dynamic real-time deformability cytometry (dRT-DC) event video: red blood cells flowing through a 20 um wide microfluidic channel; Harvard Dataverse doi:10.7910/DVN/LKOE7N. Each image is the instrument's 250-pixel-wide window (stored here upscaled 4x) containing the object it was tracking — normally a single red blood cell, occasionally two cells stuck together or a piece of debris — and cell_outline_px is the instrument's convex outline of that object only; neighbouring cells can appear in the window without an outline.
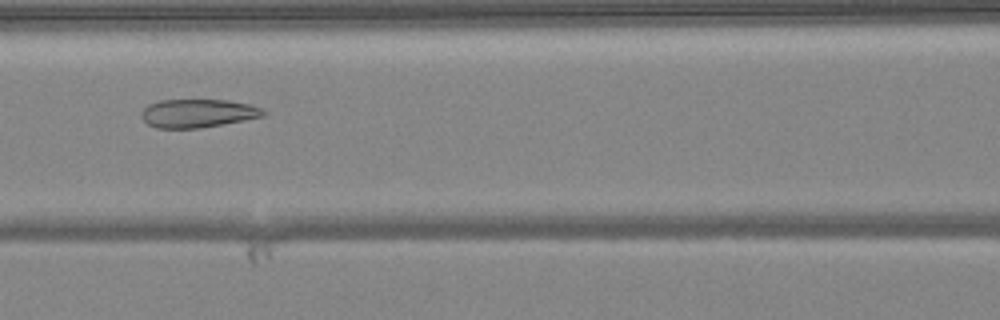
{"species": "common noctule bat (a hibernating species)", "species_latin": "Nyctalus noctula", "temperature_condition": "warm", "stored_images_in_passage": 50, "camera_frame_rate_fps": 3000, "um_per_image_px": 0.085, "animal": {"sex": "female", "body_mass_g": 24.6, "forearm_length_mm": 56.2}, "frame": {"image": 1, "passage_image": 22, "time_ms": 7.0, "image_size_px": [1000, 320], "cell_outline_px": [[264, 116], [244, 120], [200, 128], [156, 128], [148, 124], [140, 116], [140, 112], [148, 104], [160, 100], [228, 100], [248, 104], [264, 108]], "centroid_in_image_um": [16.78, 9.63], "position_along_channel_um": 149.8, "area_um2": 20.17}}
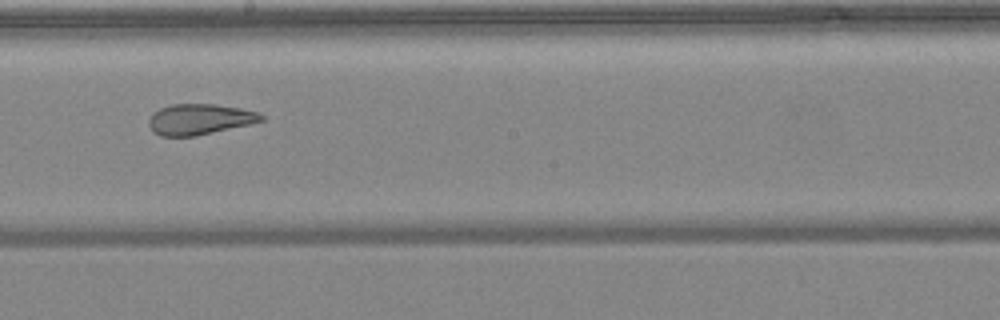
{"frame": {"image": 2, "passage_image": 28, "time_ms": 9.0, "image_size_px": [1000, 320], "cell_outline_px": [[264, 120], [248, 124], [196, 136], [160, 136], [152, 132], [148, 124], [148, 120], [160, 108], [172, 104], [216, 104], [240, 108], [256, 112], [264, 116]], "centroid_in_image_um": [16.93, 10.14], "position_along_channel_um": 231.3, "area_um2": 19.94}}
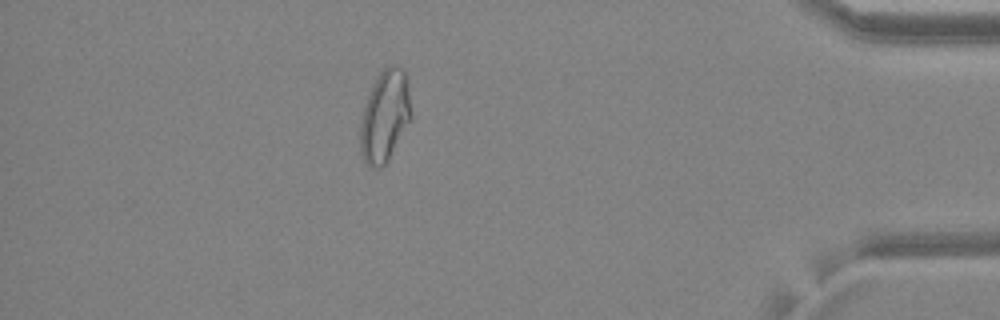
{"frame": {"image": 3, "passage_image": 44, "time_ms": 14.333, "image_size_px": [1000, 320], "cell_outline_px": [[408, 120], [388, 160], [380, 168], [372, 168], [364, 160], [360, 152], [360, 124], [364, 104], [368, 92], [372, 84], [380, 72], [388, 64], [396, 64], [404, 68], [408, 76]], "centroid_in_image_um": [32.66, 9.8], "position_along_channel_um": 402.5, "area_um2": 26.7}, "authors_computed_cell_mechanics": {"area_um2": 25.9522, "velocity_mm_per_s": 4.077, "shape_relaxation_time_tau1_ms": null, "shape_relaxation_time_tau2_ms": 1.3046, "deformation_change_tau1": null, "deformation_change_tau2": 0.0832}}